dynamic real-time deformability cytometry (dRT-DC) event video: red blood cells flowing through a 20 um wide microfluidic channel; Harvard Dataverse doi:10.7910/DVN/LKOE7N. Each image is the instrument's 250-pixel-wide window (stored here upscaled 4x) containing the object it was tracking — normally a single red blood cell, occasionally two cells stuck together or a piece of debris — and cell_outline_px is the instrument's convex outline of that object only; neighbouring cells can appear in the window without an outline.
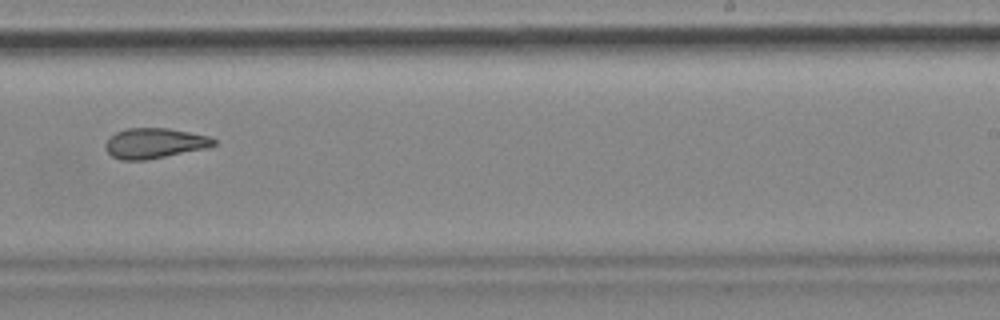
{"species": "common noctule bat (a hibernating species)", "species_latin": "Nyctalus noctula", "temperature_condition": "cold", "stored_images_in_passage": 15, "camera_frame_rate_fps": 3000, "um_per_image_px": 0.085, "animal": {"sex": "female", "body_mass_g": 18.4}, "frame": {"image": 1, "passage_image": 9, "time_ms": 2.667, "image_size_px": [1000, 320], "cell_outline_px": [[216, 144], [208, 148], [148, 160], [120, 160], [112, 156], [104, 148], [104, 144], [116, 132], [128, 128], [168, 128], [208, 136], [216, 140]], "centroid_in_image_um": [13.14, 12.19], "position_along_channel_um": 275.9, "area_um2": 19.13}}